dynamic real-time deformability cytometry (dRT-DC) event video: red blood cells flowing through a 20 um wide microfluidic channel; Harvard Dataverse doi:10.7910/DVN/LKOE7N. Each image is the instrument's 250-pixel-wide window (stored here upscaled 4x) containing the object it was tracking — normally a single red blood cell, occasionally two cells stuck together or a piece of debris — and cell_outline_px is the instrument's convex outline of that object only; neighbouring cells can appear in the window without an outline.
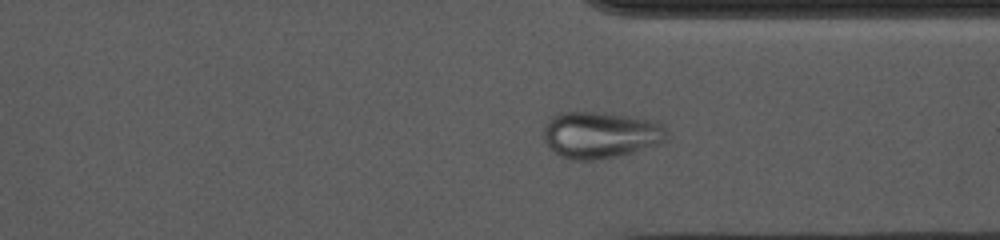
{"species": "common noctule bat (a hibernating species)", "species_latin": "Nyctalus noctula", "temperature_condition": "cold", "stored_images_in_passage": 53, "camera_frame_rate_fps": 3000, "um_per_image_px": 0.085, "animal": {"sex": "female", "body_mass_g": 10.0, "forearm_length_mm": 53.1}, "frame": {"image": 1, "passage_image": 39, "time_ms": 12.667, "image_size_px": [1000, 240], "cell_outline_px": [[668, 136], [664, 140], [656, 144], [616, 156], [596, 160], [572, 160], [560, 156], [552, 152], [548, 148], [544, 140], [544, 124], [552, 116], [560, 112], [604, 112], [636, 116], [656, 120], [664, 128]], "centroid_in_image_um": [50.98, 11.44], "position_along_channel_um": 360.4, "area_um2": 33.7}}
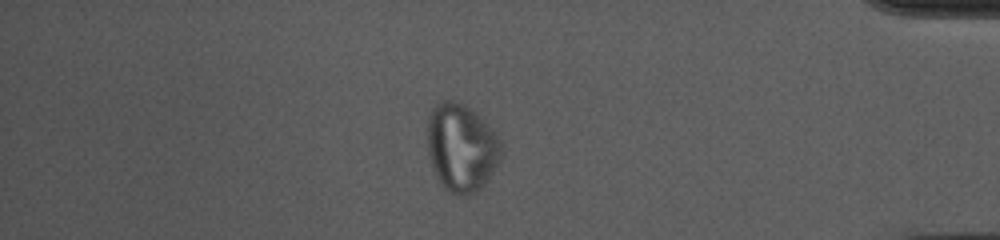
{"frame": {"image": 2, "passage_image": 45, "time_ms": 14.667, "image_size_px": [1000, 240], "cell_outline_px": [[500, 156], [488, 176], [480, 188], [464, 196], [456, 196], [448, 192], [440, 184], [432, 168], [428, 156], [428, 116], [432, 108], [440, 100], [456, 100], [472, 108], [488, 124], [496, 136], [500, 144]], "centroid_in_image_um": [39.15, 12.51], "position_along_channel_um": 396.0, "area_um2": 37.57}}
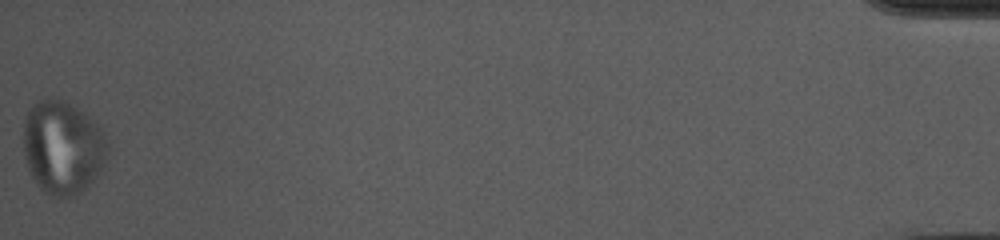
{"frame": {"image": 3, "passage_image": 53, "time_ms": 17.333, "image_size_px": [1000, 240], "cell_outline_px": [[108, 148], [104, 164], [100, 172], [80, 192], [72, 196], [48, 196], [36, 184], [28, 168], [24, 156], [24, 120], [32, 104], [48, 96], [60, 100], [76, 108], [96, 124], [104, 132], [108, 144]], "centroid_in_image_um": [5.3, 12.54], "position_along_channel_um": 429.9, "area_um2": 45.49}}